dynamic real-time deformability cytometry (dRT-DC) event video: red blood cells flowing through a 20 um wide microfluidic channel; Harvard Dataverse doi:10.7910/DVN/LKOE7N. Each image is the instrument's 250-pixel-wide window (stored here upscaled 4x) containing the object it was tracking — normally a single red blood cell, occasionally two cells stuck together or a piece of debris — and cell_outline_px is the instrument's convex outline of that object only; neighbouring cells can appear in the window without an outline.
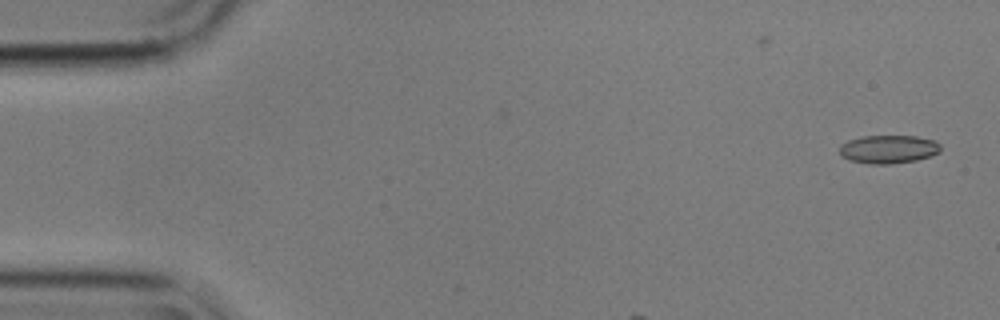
{"species": "common noctule bat (a hibernating species)", "species_latin": "Nyctalus noctula", "temperature_condition": "cold", "stored_images_in_passage": 6, "camera_frame_rate_fps": 3000, "um_per_image_px": 0.085, "animal": {"sex": "male", "body_mass_g": 17.9}, "frame": {"image": 1, "passage_image": 1, "time_ms": 0.0, "image_size_px": [1000, 320], "cell_outline_px": [[940, 152], [932, 156], [916, 160], [888, 164], [872, 164], [848, 160], [840, 156], [840, 144], [848, 140], [860, 136], [916, 136], [936, 140], [940, 144]], "centroid_in_image_um": [75.51, 12.68], "position_along_channel_um": 9.5, "area_um2": 16.88}}